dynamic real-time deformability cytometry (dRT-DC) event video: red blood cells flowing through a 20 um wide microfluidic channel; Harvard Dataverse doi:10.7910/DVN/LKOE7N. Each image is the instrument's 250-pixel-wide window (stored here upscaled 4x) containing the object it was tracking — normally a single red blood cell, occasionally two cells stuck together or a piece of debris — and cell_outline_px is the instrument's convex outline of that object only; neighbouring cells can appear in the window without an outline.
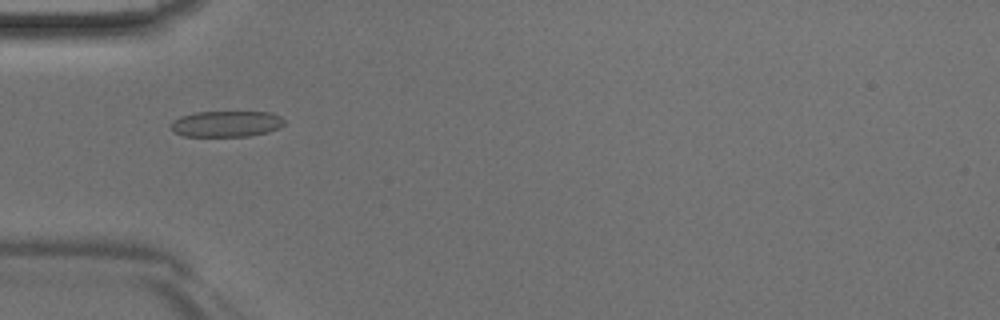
{"species": "Egyptian fruit bat (a non-hibernating species)", "species_latin": "Rousettus aegyptiacus", "temperature_condition": "room temperature", "stored_images_in_passage": 34, "camera_frame_rate_fps": 3000, "um_per_image_px": 0.085, "animal": {"sex": "male"}, "frame": {"image": 1, "passage_image": 3, "time_ms": 0.667, "image_size_px": [1000, 320], "cell_outline_px": [[284, 124], [268, 132], [248, 136], [184, 136], [172, 132], [168, 124], [172, 120], [180, 116], [196, 112], [268, 112], [280, 116], [284, 120]], "centroid_in_image_um": [19.15, 10.53], "position_along_channel_um": 65.8, "area_um2": 17.28}}
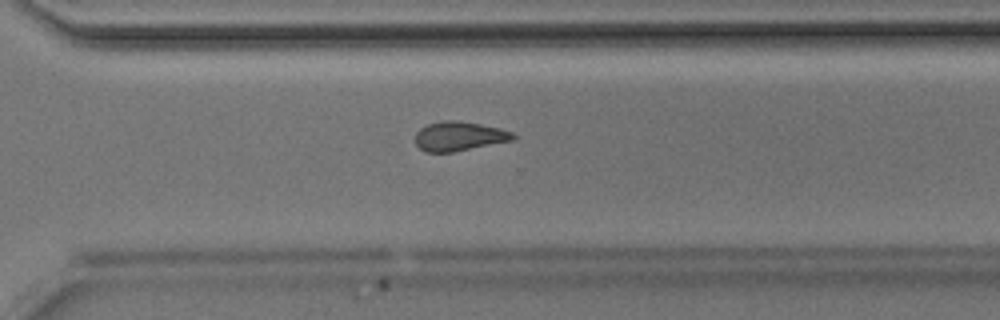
{"frame": {"image": 2, "passage_image": 21, "time_ms": 6.667, "image_size_px": [1000, 320], "cell_outline_px": [[516, 140], [452, 152], [424, 152], [416, 144], [416, 132], [420, 128], [428, 124], [440, 120], [460, 120], [500, 128], [512, 132], [516, 136]], "centroid_in_image_um": [39.04, 11.57], "position_along_channel_um": 331.6, "area_um2": 16.88}}
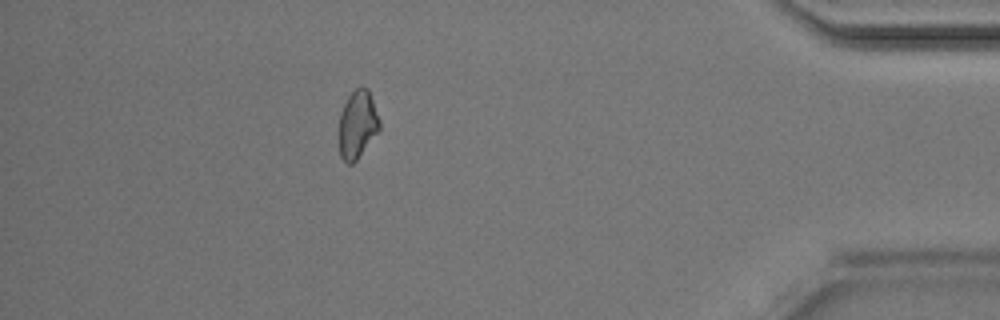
{"frame": {"image": 3, "passage_image": 29, "time_ms": 9.333, "image_size_px": [1000, 320], "cell_outline_px": [[380, 132], [356, 160], [352, 164], [348, 164], [340, 156], [340, 112], [348, 96], [356, 88], [368, 88], [380, 120]], "centroid_in_image_um": [30.41, 10.59], "position_along_channel_um": 404.8, "area_um2": 16.01}}